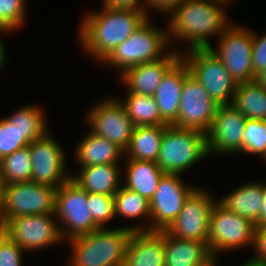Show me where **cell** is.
I'll return each mask as SVG.
<instances>
[{"instance_id": "1", "label": "cell", "mask_w": 266, "mask_h": 266, "mask_svg": "<svg viewBox=\"0 0 266 266\" xmlns=\"http://www.w3.org/2000/svg\"><path fill=\"white\" fill-rule=\"evenodd\" d=\"M228 4L226 0H183L169 16L168 42L180 39L189 43V50L208 49L211 46L208 39L218 34L220 37L232 24L226 21L223 11Z\"/></svg>"}, {"instance_id": "2", "label": "cell", "mask_w": 266, "mask_h": 266, "mask_svg": "<svg viewBox=\"0 0 266 266\" xmlns=\"http://www.w3.org/2000/svg\"><path fill=\"white\" fill-rule=\"evenodd\" d=\"M82 20L78 32L81 46L89 55L102 62L147 18L144 12L103 5L101 12H90Z\"/></svg>"}, {"instance_id": "3", "label": "cell", "mask_w": 266, "mask_h": 266, "mask_svg": "<svg viewBox=\"0 0 266 266\" xmlns=\"http://www.w3.org/2000/svg\"><path fill=\"white\" fill-rule=\"evenodd\" d=\"M133 231H146V226L104 227L69 239L67 243L73 252L69 266H123Z\"/></svg>"}, {"instance_id": "4", "label": "cell", "mask_w": 266, "mask_h": 266, "mask_svg": "<svg viewBox=\"0 0 266 266\" xmlns=\"http://www.w3.org/2000/svg\"><path fill=\"white\" fill-rule=\"evenodd\" d=\"M208 155L205 133L167 125L156 163L164 173L182 174Z\"/></svg>"}, {"instance_id": "5", "label": "cell", "mask_w": 266, "mask_h": 266, "mask_svg": "<svg viewBox=\"0 0 266 266\" xmlns=\"http://www.w3.org/2000/svg\"><path fill=\"white\" fill-rule=\"evenodd\" d=\"M167 31L152 26L147 19L135 32L119 44L104 60L117 68L120 74L126 69L164 57L168 45ZM163 52V53H162Z\"/></svg>"}, {"instance_id": "6", "label": "cell", "mask_w": 266, "mask_h": 266, "mask_svg": "<svg viewBox=\"0 0 266 266\" xmlns=\"http://www.w3.org/2000/svg\"><path fill=\"white\" fill-rule=\"evenodd\" d=\"M181 58L186 62L190 75L209 93L218 105L231 104L238 82L231 76L221 60L209 49H192Z\"/></svg>"}, {"instance_id": "7", "label": "cell", "mask_w": 266, "mask_h": 266, "mask_svg": "<svg viewBox=\"0 0 266 266\" xmlns=\"http://www.w3.org/2000/svg\"><path fill=\"white\" fill-rule=\"evenodd\" d=\"M56 190L34 181L4 185L0 227L7 220L22 215L54 214Z\"/></svg>"}, {"instance_id": "8", "label": "cell", "mask_w": 266, "mask_h": 266, "mask_svg": "<svg viewBox=\"0 0 266 266\" xmlns=\"http://www.w3.org/2000/svg\"><path fill=\"white\" fill-rule=\"evenodd\" d=\"M88 192L81 189L71 179L56 190L55 219L63 225L58 226L62 240H69L100 229L93 221L87 203Z\"/></svg>"}, {"instance_id": "9", "label": "cell", "mask_w": 266, "mask_h": 266, "mask_svg": "<svg viewBox=\"0 0 266 266\" xmlns=\"http://www.w3.org/2000/svg\"><path fill=\"white\" fill-rule=\"evenodd\" d=\"M217 49L208 48L222 61L231 76L239 83L254 81L252 69L253 31L231 24L219 37Z\"/></svg>"}, {"instance_id": "10", "label": "cell", "mask_w": 266, "mask_h": 266, "mask_svg": "<svg viewBox=\"0 0 266 266\" xmlns=\"http://www.w3.org/2000/svg\"><path fill=\"white\" fill-rule=\"evenodd\" d=\"M255 228L250 220L227 211L216 202L211 211L208 233V249L211 255L217 261L219 252L251 246Z\"/></svg>"}, {"instance_id": "11", "label": "cell", "mask_w": 266, "mask_h": 266, "mask_svg": "<svg viewBox=\"0 0 266 266\" xmlns=\"http://www.w3.org/2000/svg\"><path fill=\"white\" fill-rule=\"evenodd\" d=\"M55 214L22 215L7 220L0 230L24 251L54 246L62 241Z\"/></svg>"}, {"instance_id": "12", "label": "cell", "mask_w": 266, "mask_h": 266, "mask_svg": "<svg viewBox=\"0 0 266 266\" xmlns=\"http://www.w3.org/2000/svg\"><path fill=\"white\" fill-rule=\"evenodd\" d=\"M181 174L164 173L150 200L151 219L146 231L166 230L177 218L183 204L196 189L185 186Z\"/></svg>"}, {"instance_id": "13", "label": "cell", "mask_w": 266, "mask_h": 266, "mask_svg": "<svg viewBox=\"0 0 266 266\" xmlns=\"http://www.w3.org/2000/svg\"><path fill=\"white\" fill-rule=\"evenodd\" d=\"M215 203L210 194L196 188L166 231L177 238L197 240L208 245L210 215Z\"/></svg>"}, {"instance_id": "14", "label": "cell", "mask_w": 266, "mask_h": 266, "mask_svg": "<svg viewBox=\"0 0 266 266\" xmlns=\"http://www.w3.org/2000/svg\"><path fill=\"white\" fill-rule=\"evenodd\" d=\"M93 109V110H92ZM90 110L88 123L91 132L115 143L125 151L130 144L135 125L127 116L126 109L119 99L111 97L98 102Z\"/></svg>"}, {"instance_id": "15", "label": "cell", "mask_w": 266, "mask_h": 266, "mask_svg": "<svg viewBox=\"0 0 266 266\" xmlns=\"http://www.w3.org/2000/svg\"><path fill=\"white\" fill-rule=\"evenodd\" d=\"M218 107L205 88L189 74L183 84L178 118L173 125L207 134Z\"/></svg>"}, {"instance_id": "16", "label": "cell", "mask_w": 266, "mask_h": 266, "mask_svg": "<svg viewBox=\"0 0 266 266\" xmlns=\"http://www.w3.org/2000/svg\"><path fill=\"white\" fill-rule=\"evenodd\" d=\"M28 146L32 162L31 181L59 188L70 179L71 174L65 169L64 151L48 131Z\"/></svg>"}, {"instance_id": "17", "label": "cell", "mask_w": 266, "mask_h": 266, "mask_svg": "<svg viewBox=\"0 0 266 266\" xmlns=\"http://www.w3.org/2000/svg\"><path fill=\"white\" fill-rule=\"evenodd\" d=\"M246 118L232 105H219L207 136L209 154L237 153L243 147Z\"/></svg>"}, {"instance_id": "18", "label": "cell", "mask_w": 266, "mask_h": 266, "mask_svg": "<svg viewBox=\"0 0 266 266\" xmlns=\"http://www.w3.org/2000/svg\"><path fill=\"white\" fill-rule=\"evenodd\" d=\"M178 53L168 50L159 60L126 69L121 74V83L127 86L128 93L154 96L163 76L181 58V53Z\"/></svg>"}, {"instance_id": "19", "label": "cell", "mask_w": 266, "mask_h": 266, "mask_svg": "<svg viewBox=\"0 0 266 266\" xmlns=\"http://www.w3.org/2000/svg\"><path fill=\"white\" fill-rule=\"evenodd\" d=\"M189 74L186 62L180 58L163 76L155 92L160 116L167 125L177 121L183 84Z\"/></svg>"}, {"instance_id": "20", "label": "cell", "mask_w": 266, "mask_h": 266, "mask_svg": "<svg viewBox=\"0 0 266 266\" xmlns=\"http://www.w3.org/2000/svg\"><path fill=\"white\" fill-rule=\"evenodd\" d=\"M123 266H165L164 230L133 231Z\"/></svg>"}, {"instance_id": "21", "label": "cell", "mask_w": 266, "mask_h": 266, "mask_svg": "<svg viewBox=\"0 0 266 266\" xmlns=\"http://www.w3.org/2000/svg\"><path fill=\"white\" fill-rule=\"evenodd\" d=\"M165 266H217L208 245L177 238L164 230Z\"/></svg>"}, {"instance_id": "22", "label": "cell", "mask_w": 266, "mask_h": 266, "mask_svg": "<svg viewBox=\"0 0 266 266\" xmlns=\"http://www.w3.org/2000/svg\"><path fill=\"white\" fill-rule=\"evenodd\" d=\"M118 168V164L80 167L79 173L70 179L88 193L115 195L122 185Z\"/></svg>"}, {"instance_id": "23", "label": "cell", "mask_w": 266, "mask_h": 266, "mask_svg": "<svg viewBox=\"0 0 266 266\" xmlns=\"http://www.w3.org/2000/svg\"><path fill=\"white\" fill-rule=\"evenodd\" d=\"M80 141L75 152V161L79 163V167L118 164V161H120L119 159L126 156L124 155V151L115 143L110 142L91 131H89V134H86Z\"/></svg>"}, {"instance_id": "24", "label": "cell", "mask_w": 266, "mask_h": 266, "mask_svg": "<svg viewBox=\"0 0 266 266\" xmlns=\"http://www.w3.org/2000/svg\"><path fill=\"white\" fill-rule=\"evenodd\" d=\"M262 200L263 184L256 182L239 186L217 202L227 211L237 213L259 227Z\"/></svg>"}, {"instance_id": "25", "label": "cell", "mask_w": 266, "mask_h": 266, "mask_svg": "<svg viewBox=\"0 0 266 266\" xmlns=\"http://www.w3.org/2000/svg\"><path fill=\"white\" fill-rule=\"evenodd\" d=\"M124 187L140 194L148 201L152 199L164 172L154 161L128 159Z\"/></svg>"}, {"instance_id": "26", "label": "cell", "mask_w": 266, "mask_h": 266, "mask_svg": "<svg viewBox=\"0 0 266 266\" xmlns=\"http://www.w3.org/2000/svg\"><path fill=\"white\" fill-rule=\"evenodd\" d=\"M167 125L136 126L129 147L124 151L128 159L156 162Z\"/></svg>"}, {"instance_id": "27", "label": "cell", "mask_w": 266, "mask_h": 266, "mask_svg": "<svg viewBox=\"0 0 266 266\" xmlns=\"http://www.w3.org/2000/svg\"><path fill=\"white\" fill-rule=\"evenodd\" d=\"M231 104L246 119L266 120V89L255 81L239 83Z\"/></svg>"}, {"instance_id": "28", "label": "cell", "mask_w": 266, "mask_h": 266, "mask_svg": "<svg viewBox=\"0 0 266 266\" xmlns=\"http://www.w3.org/2000/svg\"><path fill=\"white\" fill-rule=\"evenodd\" d=\"M126 100H120L127 116L136 126L167 125L161 118L154 96L127 93Z\"/></svg>"}, {"instance_id": "29", "label": "cell", "mask_w": 266, "mask_h": 266, "mask_svg": "<svg viewBox=\"0 0 266 266\" xmlns=\"http://www.w3.org/2000/svg\"><path fill=\"white\" fill-rule=\"evenodd\" d=\"M41 110L42 108L37 107V105H26L8 115L6 119L31 143L48 131L44 113Z\"/></svg>"}, {"instance_id": "30", "label": "cell", "mask_w": 266, "mask_h": 266, "mask_svg": "<svg viewBox=\"0 0 266 266\" xmlns=\"http://www.w3.org/2000/svg\"><path fill=\"white\" fill-rule=\"evenodd\" d=\"M31 155L29 146L14 151L0 160L4 185L31 181Z\"/></svg>"}, {"instance_id": "31", "label": "cell", "mask_w": 266, "mask_h": 266, "mask_svg": "<svg viewBox=\"0 0 266 266\" xmlns=\"http://www.w3.org/2000/svg\"><path fill=\"white\" fill-rule=\"evenodd\" d=\"M115 217L151 219L150 201L123 185L114 195Z\"/></svg>"}, {"instance_id": "32", "label": "cell", "mask_w": 266, "mask_h": 266, "mask_svg": "<svg viewBox=\"0 0 266 266\" xmlns=\"http://www.w3.org/2000/svg\"><path fill=\"white\" fill-rule=\"evenodd\" d=\"M242 152L266 156V120L246 119Z\"/></svg>"}, {"instance_id": "33", "label": "cell", "mask_w": 266, "mask_h": 266, "mask_svg": "<svg viewBox=\"0 0 266 266\" xmlns=\"http://www.w3.org/2000/svg\"><path fill=\"white\" fill-rule=\"evenodd\" d=\"M87 203L93 221L104 228L106 223L115 218L114 195L88 193Z\"/></svg>"}, {"instance_id": "34", "label": "cell", "mask_w": 266, "mask_h": 266, "mask_svg": "<svg viewBox=\"0 0 266 266\" xmlns=\"http://www.w3.org/2000/svg\"><path fill=\"white\" fill-rule=\"evenodd\" d=\"M26 0H0V24L9 32L24 24ZM26 3V4H25Z\"/></svg>"}, {"instance_id": "35", "label": "cell", "mask_w": 266, "mask_h": 266, "mask_svg": "<svg viewBox=\"0 0 266 266\" xmlns=\"http://www.w3.org/2000/svg\"><path fill=\"white\" fill-rule=\"evenodd\" d=\"M29 144L23 134L6 118L0 119V160Z\"/></svg>"}, {"instance_id": "36", "label": "cell", "mask_w": 266, "mask_h": 266, "mask_svg": "<svg viewBox=\"0 0 266 266\" xmlns=\"http://www.w3.org/2000/svg\"><path fill=\"white\" fill-rule=\"evenodd\" d=\"M24 250L0 230V266H22Z\"/></svg>"}, {"instance_id": "37", "label": "cell", "mask_w": 266, "mask_h": 266, "mask_svg": "<svg viewBox=\"0 0 266 266\" xmlns=\"http://www.w3.org/2000/svg\"><path fill=\"white\" fill-rule=\"evenodd\" d=\"M253 31L252 69L255 76L266 69V34L257 36Z\"/></svg>"}, {"instance_id": "38", "label": "cell", "mask_w": 266, "mask_h": 266, "mask_svg": "<svg viewBox=\"0 0 266 266\" xmlns=\"http://www.w3.org/2000/svg\"><path fill=\"white\" fill-rule=\"evenodd\" d=\"M251 246H254L256 252V255L251 259L266 263V227L255 228Z\"/></svg>"}, {"instance_id": "39", "label": "cell", "mask_w": 266, "mask_h": 266, "mask_svg": "<svg viewBox=\"0 0 266 266\" xmlns=\"http://www.w3.org/2000/svg\"><path fill=\"white\" fill-rule=\"evenodd\" d=\"M183 0H145V11L144 14L146 15V18L149 19L147 10H156L159 12H163L164 14H172L174 9L182 2ZM147 8H153V9H147Z\"/></svg>"}, {"instance_id": "40", "label": "cell", "mask_w": 266, "mask_h": 266, "mask_svg": "<svg viewBox=\"0 0 266 266\" xmlns=\"http://www.w3.org/2000/svg\"><path fill=\"white\" fill-rule=\"evenodd\" d=\"M103 5L115 9H131L139 12L145 11V0H102ZM141 4V5H140Z\"/></svg>"}, {"instance_id": "41", "label": "cell", "mask_w": 266, "mask_h": 266, "mask_svg": "<svg viewBox=\"0 0 266 266\" xmlns=\"http://www.w3.org/2000/svg\"><path fill=\"white\" fill-rule=\"evenodd\" d=\"M259 227H266V183H263V200L259 215Z\"/></svg>"}, {"instance_id": "42", "label": "cell", "mask_w": 266, "mask_h": 266, "mask_svg": "<svg viewBox=\"0 0 266 266\" xmlns=\"http://www.w3.org/2000/svg\"><path fill=\"white\" fill-rule=\"evenodd\" d=\"M254 81L264 87L266 89V69L260 73H258L255 78H254Z\"/></svg>"}, {"instance_id": "43", "label": "cell", "mask_w": 266, "mask_h": 266, "mask_svg": "<svg viewBox=\"0 0 266 266\" xmlns=\"http://www.w3.org/2000/svg\"><path fill=\"white\" fill-rule=\"evenodd\" d=\"M0 34H2V32H0ZM1 38V37H0ZM5 44H3L2 39H0V70L3 68L4 63H5Z\"/></svg>"}, {"instance_id": "44", "label": "cell", "mask_w": 266, "mask_h": 266, "mask_svg": "<svg viewBox=\"0 0 266 266\" xmlns=\"http://www.w3.org/2000/svg\"><path fill=\"white\" fill-rule=\"evenodd\" d=\"M241 266H266L265 262L259 261V260H254V259H249L246 261L244 264Z\"/></svg>"}, {"instance_id": "45", "label": "cell", "mask_w": 266, "mask_h": 266, "mask_svg": "<svg viewBox=\"0 0 266 266\" xmlns=\"http://www.w3.org/2000/svg\"><path fill=\"white\" fill-rule=\"evenodd\" d=\"M3 193H4V182H3L2 174L0 170V206L3 200Z\"/></svg>"}, {"instance_id": "46", "label": "cell", "mask_w": 266, "mask_h": 266, "mask_svg": "<svg viewBox=\"0 0 266 266\" xmlns=\"http://www.w3.org/2000/svg\"><path fill=\"white\" fill-rule=\"evenodd\" d=\"M0 32H4V33H6V32H8V30H6V29L0 24Z\"/></svg>"}]
</instances>
